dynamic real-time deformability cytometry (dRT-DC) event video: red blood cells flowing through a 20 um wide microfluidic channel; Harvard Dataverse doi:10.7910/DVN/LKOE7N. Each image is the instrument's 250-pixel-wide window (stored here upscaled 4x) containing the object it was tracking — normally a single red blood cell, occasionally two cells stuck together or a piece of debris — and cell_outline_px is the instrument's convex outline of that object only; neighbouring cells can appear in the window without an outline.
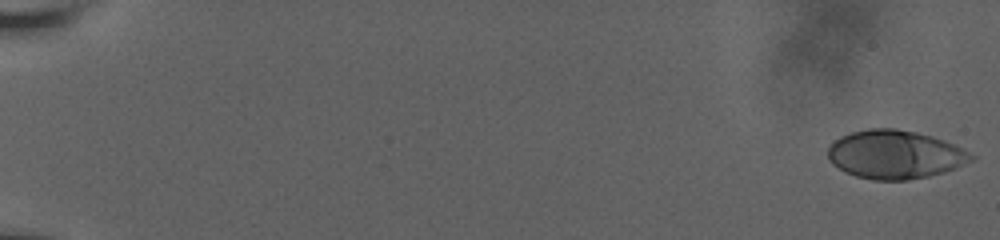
{"species": "human", "species_latin": "Homo sapiens", "temperature_condition": "room temperature", "stored_images_in_passage": 60, "camera_frame_rate_fps": 3000, "um_per_image_px": 0.085, "donor": {"sex": "male"}, "frame": {"image": 1, "passage_image": 1, "time_ms": 0.0, "image_size_px": [1000, 240], "cell_outline_px": [[976, 156], [972, 160], [956, 168], [944, 172], [928, 176], [908, 180], [872, 180], [856, 176], [844, 172], [832, 164], [828, 160], [828, 148], [840, 136], [852, 132], [868, 128], [896, 128], [916, 132], [932, 136], [944, 140]], "centroid_in_image_um": [76.05, 13.14], "position_along_channel_um": 9.0, "area_um2": 40.52}}
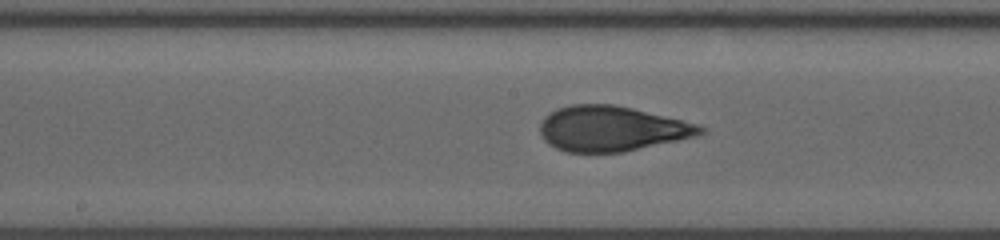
{"frame": {"image": 2, "passage_image": 34, "time_ms": 11.0, "image_size_px": [1000, 240], "cell_outline_px": [[708, 128], [704, 132], [696, 136], [624, 152], [564, 152], [548, 144], [540, 136], [540, 124], [544, 116], [556, 108], [572, 104], [612, 104], [632, 108], [696, 124]], "centroid_in_image_um": [51.93, 10.94], "position_along_channel_um": 196.3, "area_um2": 42.14}}
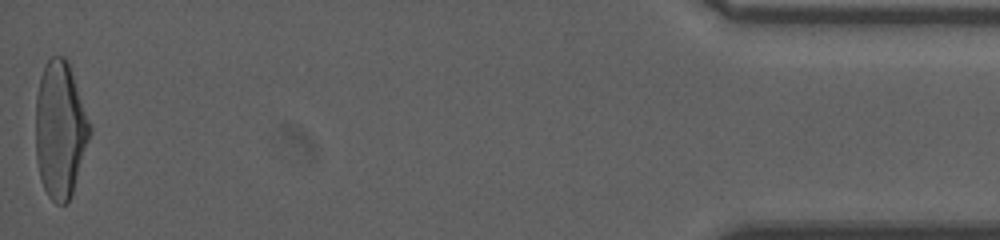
{"frame": {"image": 3, "passage_image": 60, "time_ms": 19.667, "image_size_px": [1000, 240], "cell_outline_px": [[92, 132], [68, 204], [56, 204], [48, 196], [40, 180], [36, 160], [36, 96], [40, 76], [44, 64], [52, 56], [64, 56], [68, 60], [92, 128]], "centroid_in_image_um": [5.11, 11.02], "position_along_channel_um": 430.1, "area_um2": 43.35}, "authors_computed_cell_mechanics": {"area_um2": 41.5004, "velocity_mm_per_s": 3.6669, "shape_relaxation_time_tau1_ms": 5.8674, "shape_relaxation_time_tau2_ms": 0.8585, "deformation_change_tau1": 0.2224, "deformation_change_tau2": 0.0719}}